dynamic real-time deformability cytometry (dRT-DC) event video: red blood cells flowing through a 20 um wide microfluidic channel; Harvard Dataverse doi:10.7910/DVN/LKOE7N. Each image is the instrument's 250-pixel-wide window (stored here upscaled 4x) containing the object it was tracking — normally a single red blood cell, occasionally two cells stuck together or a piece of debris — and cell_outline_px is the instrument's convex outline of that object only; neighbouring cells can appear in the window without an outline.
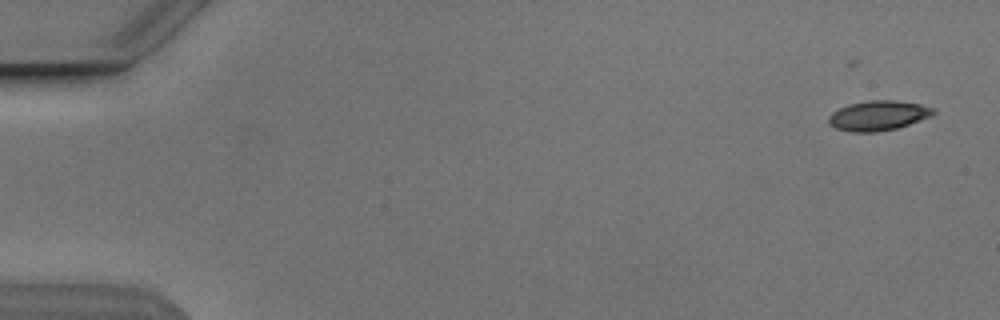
{"species": "Egyptian fruit bat (a non-hibernating species)", "species_latin": "Rousettus aegyptiacus", "temperature_condition": "cold", "stored_images_in_passage": 6, "camera_frame_rate_fps": 3000, "um_per_image_px": 0.085, "animal": {"sex": "male"}, "frame": {"image": 1, "passage_image": 1, "time_ms": 0.0, "image_size_px": [1000, 320], "cell_outline_px": [[936, 112], [932, 116], [896, 128], [876, 132], [852, 132], [836, 128], [828, 124], [828, 116], [832, 112], [848, 104], [868, 100], [892, 100], [920, 104], [936, 108]], "centroid_in_image_um": [74.64, 9.82], "position_along_channel_um": 10.4, "area_um2": 18.26}}